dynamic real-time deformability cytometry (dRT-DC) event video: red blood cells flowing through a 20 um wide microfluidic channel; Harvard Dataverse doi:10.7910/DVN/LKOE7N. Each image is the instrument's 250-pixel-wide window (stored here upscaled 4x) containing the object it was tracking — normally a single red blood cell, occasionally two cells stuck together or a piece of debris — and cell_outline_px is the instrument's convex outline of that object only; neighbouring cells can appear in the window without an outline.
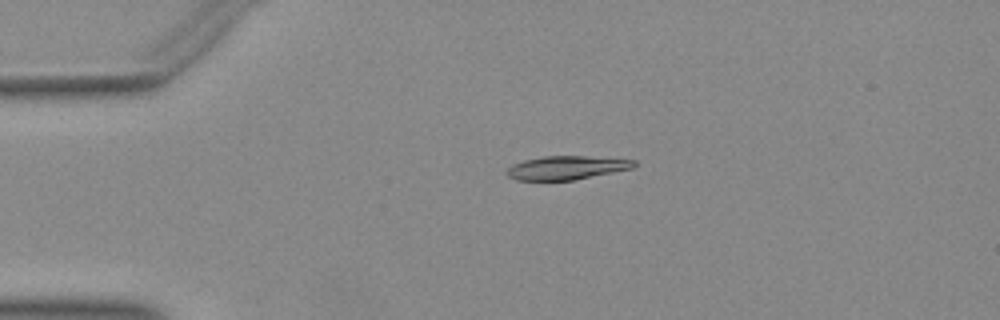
{"species": "Egyptian fruit bat (a non-hibernating species)", "species_latin": "Rousettus aegyptiacus", "temperature_condition": "warm", "stored_images_in_passage": 49, "camera_frame_rate_fps": 3000, "um_per_image_px": 0.085, "animal": {"sex": "female"}, "frame": {"image": 1, "passage_image": 8, "time_ms": 2.333, "image_size_px": [1000, 320], "cell_outline_px": [[636, 164], [632, 168], [572, 180], [516, 180], [508, 176], [504, 172], [512, 164], [524, 160], [544, 156], [584, 156], [636, 160]], "centroid_in_image_um": [48.1, 14.25], "position_along_channel_um": 36.9, "area_um2": 17.34}}
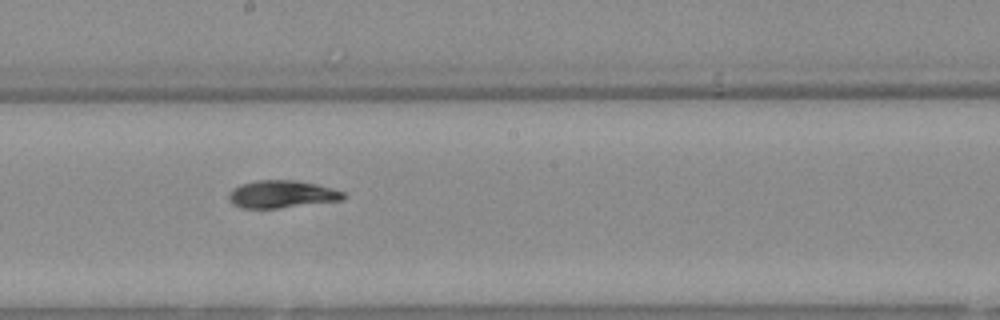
{"frame": {"image": 2, "passage_image": 25, "time_ms": 8.0, "image_size_px": [1000, 320], "cell_outline_px": [[348, 196], [344, 200], [276, 208], [240, 208], [232, 204], [228, 200], [228, 192], [232, 188], [240, 184], [256, 180], [296, 180], [316, 184], [332, 188], [344, 192]], "centroid_in_image_um": [23.93, 16.5], "position_along_channel_um": 224.3, "area_um2": 18.61}}
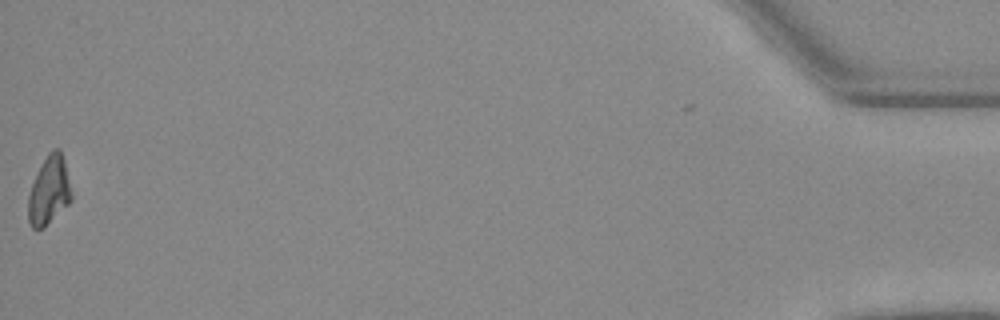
{"frame": {"image": 3, "passage_image": 48, "time_ms": 15.667, "image_size_px": [1000, 320], "cell_outline_px": [[72, 200], [44, 228], [32, 228], [28, 220], [28, 196], [32, 184], [48, 152], [52, 148], [60, 148], [64, 160], [72, 196]], "centroid_in_image_um": [4.17, 16.2], "position_along_channel_um": 431.0, "area_um2": 16.99}}